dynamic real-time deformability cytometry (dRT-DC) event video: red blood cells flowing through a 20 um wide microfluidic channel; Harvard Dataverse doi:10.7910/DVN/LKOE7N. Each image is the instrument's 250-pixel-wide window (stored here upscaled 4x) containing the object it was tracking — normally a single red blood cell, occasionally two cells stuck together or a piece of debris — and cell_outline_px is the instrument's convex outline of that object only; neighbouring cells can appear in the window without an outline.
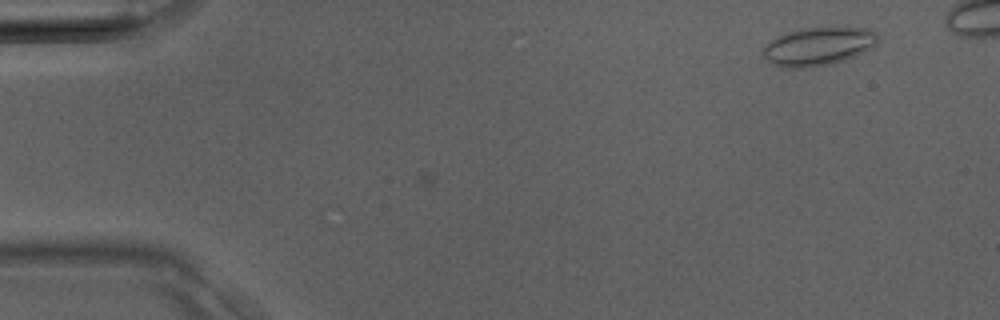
{"species": "Egyptian fruit bat (a non-hibernating species)", "species_latin": "Rousettus aegyptiacus", "temperature_condition": "room temperature", "stored_images_in_passage": 6, "camera_frame_rate_fps": 3000, "um_per_image_px": 0.085, "animal": {"sex": "male"}, "frame": {"image": 1, "passage_image": 6, "time_ms": 1.667, "image_size_px": [1000, 320], "cell_outline_px": [[880, 40], [876, 44], [856, 56], [832, 64], [800, 68], [780, 68], [772, 64], [764, 56], [764, 48], [776, 36], [800, 28], [868, 28], [876, 32], [880, 36]], "centroid_in_image_um": [69.58, 3.95], "position_along_channel_um": 15.4, "area_um2": 25.55}}